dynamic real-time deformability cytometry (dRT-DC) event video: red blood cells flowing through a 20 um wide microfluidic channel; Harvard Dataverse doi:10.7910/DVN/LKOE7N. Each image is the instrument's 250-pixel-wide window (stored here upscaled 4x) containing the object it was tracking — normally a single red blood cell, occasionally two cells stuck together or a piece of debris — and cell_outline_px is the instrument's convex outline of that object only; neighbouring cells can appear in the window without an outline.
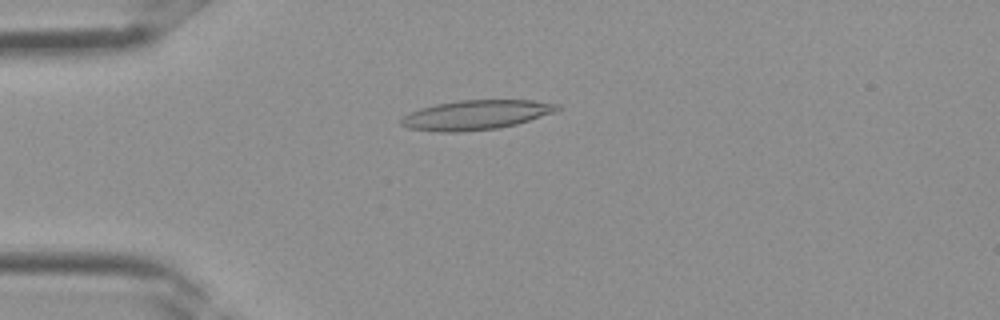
{"species": "Egyptian fruit bat (a non-hibernating species)", "species_latin": "Rousettus aegyptiacus", "temperature_condition": "room temperature", "stored_images_in_passage": 3, "camera_frame_rate_fps": 3000, "um_per_image_px": 0.085, "frame": {"image": 1, "passage_image": 3, "time_ms": 0.667, "image_size_px": [1000, 320], "cell_outline_px": [[564, 108], [516, 124], [500, 128], [456, 132], [436, 132], [408, 128], [400, 124], [400, 120], [408, 112], [420, 108], [436, 104], [460, 100], [532, 100], [560, 104]], "centroid_in_image_um": [40.43, 9.76], "position_along_channel_um": 44.6, "area_um2": 26.88}}